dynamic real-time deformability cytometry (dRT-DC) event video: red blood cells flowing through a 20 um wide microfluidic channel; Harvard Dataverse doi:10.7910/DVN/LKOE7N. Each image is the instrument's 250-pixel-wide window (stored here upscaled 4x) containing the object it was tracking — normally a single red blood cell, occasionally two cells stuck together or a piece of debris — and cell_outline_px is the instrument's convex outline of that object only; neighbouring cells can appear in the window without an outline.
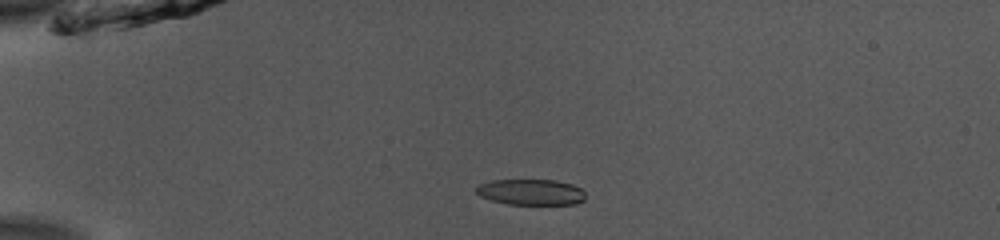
{"species": "common noctule bat (a hibernating species)", "species_latin": "Nyctalus noctula", "temperature_condition": "room temperature", "stored_images_in_passage": 9, "camera_frame_rate_fps": 3000, "um_per_image_px": 0.085, "animal": {"sex": "male", "body_mass_g": 13.0, "forearm_length_mm": 53.1}, "frame": {"image": 1, "passage_image": 1, "time_ms": 0.0, "image_size_px": [1000, 240], "cell_outline_px": [[584, 200], [576, 204], [508, 204], [492, 200], [480, 196], [476, 192], [476, 188], [480, 184], [492, 180], [556, 180], [572, 184], [580, 188], [584, 192]], "centroid_in_image_um": [45.14, 16.32], "position_along_channel_um": 39.9, "area_um2": 16.36}}
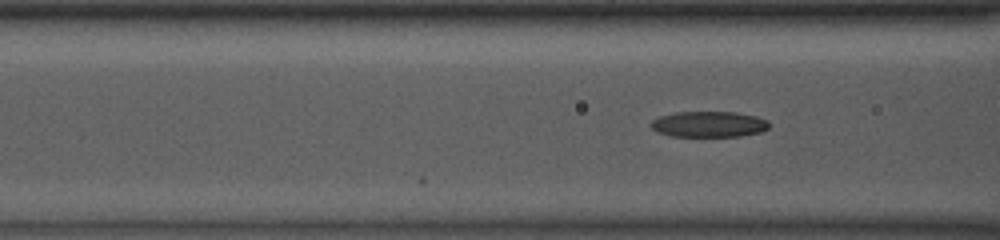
{"frame": {"image": 2, "passage_image": 9, "time_ms": 2.667, "image_size_px": [1000, 240], "cell_outline_px": [[768, 128], [760, 132], [740, 136], [668, 136], [656, 132], [648, 124], [652, 120], [660, 116], [676, 112], [736, 112], [756, 116], [768, 120]], "centroid_in_image_um": [60.21, 10.56], "position_along_channel_um": 106.4, "area_um2": 17.86}}